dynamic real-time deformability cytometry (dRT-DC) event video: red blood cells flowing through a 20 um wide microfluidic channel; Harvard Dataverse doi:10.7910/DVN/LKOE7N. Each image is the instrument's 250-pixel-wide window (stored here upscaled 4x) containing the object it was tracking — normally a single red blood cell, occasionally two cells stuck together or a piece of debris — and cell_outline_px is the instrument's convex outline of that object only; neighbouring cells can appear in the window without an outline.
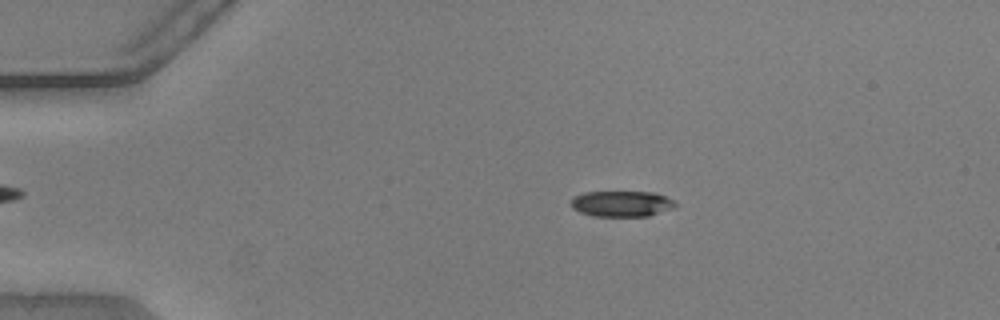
{"species": "common noctule bat (a hibernating species)", "species_latin": "Nyctalus noctula", "temperature_condition": "warm", "stored_images_in_passage": 45, "camera_frame_rate_fps": 3000, "um_per_image_px": 0.085, "animal": {"sex": "male", "body_mass_g": 20.5, "forearm_length_mm": 52.5}, "frame": {"image": 1, "passage_image": 2, "time_ms": 0.333, "image_size_px": [1000, 320], "cell_outline_px": [[680, 204], [672, 208], [648, 216], [592, 216], [580, 212], [572, 208], [572, 196], [584, 192], [652, 192], [676, 200]], "centroid_in_image_um": [52.85, 17.31], "position_along_channel_um": 32.1, "area_um2": 15.78}}
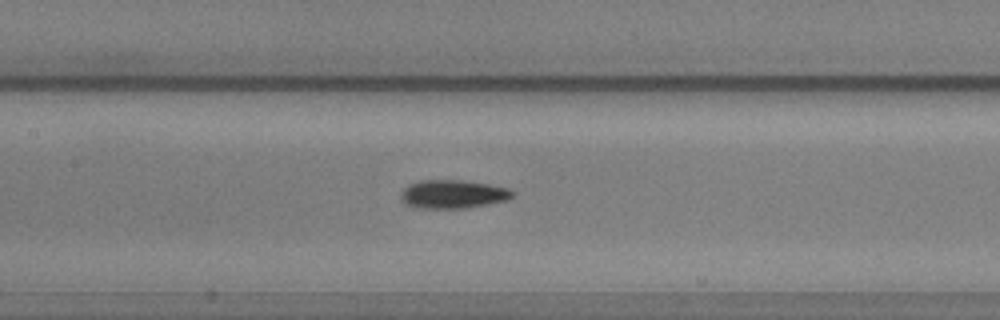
{"frame": {"image": 2, "passage_image": 17, "time_ms": 5.333, "image_size_px": [1000, 320], "cell_outline_px": [[516, 196], [508, 200], [488, 204], [464, 208], [424, 208], [408, 204], [400, 196], [400, 192], [408, 184], [420, 180], [464, 180], [488, 184], [508, 188], [516, 192]], "centroid_in_image_um": [38.56, 16.49], "position_along_channel_um": 168.8, "area_um2": 18.55}}
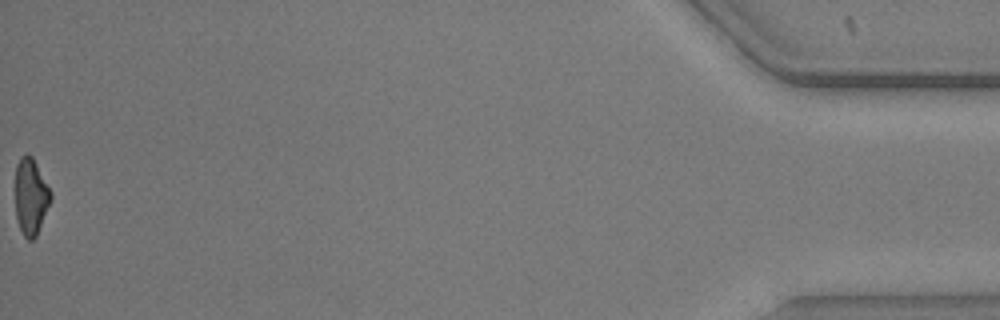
{"frame": {"image": 3, "passage_image": 45, "time_ms": 14.667, "image_size_px": [1000, 320], "cell_outline_px": [[52, 200], [36, 236], [32, 240], [28, 240], [24, 236], [16, 220], [16, 164], [20, 156], [24, 152], [32, 156], [52, 192]], "centroid_in_image_um": [2.63, 16.69], "position_along_channel_um": 432.6, "area_um2": 15.95}, "authors_computed_cell_mechanics": {"area_um2": 17.5134, "velocity_mm_per_s": 3.8433, "shape_relaxation_time_tau1_ms": 4.6638, "shape_relaxation_time_tau2_ms": 2.7577, "deformation_change_tau1": 0.1825, "deformation_change_tau2": 0.0807}}